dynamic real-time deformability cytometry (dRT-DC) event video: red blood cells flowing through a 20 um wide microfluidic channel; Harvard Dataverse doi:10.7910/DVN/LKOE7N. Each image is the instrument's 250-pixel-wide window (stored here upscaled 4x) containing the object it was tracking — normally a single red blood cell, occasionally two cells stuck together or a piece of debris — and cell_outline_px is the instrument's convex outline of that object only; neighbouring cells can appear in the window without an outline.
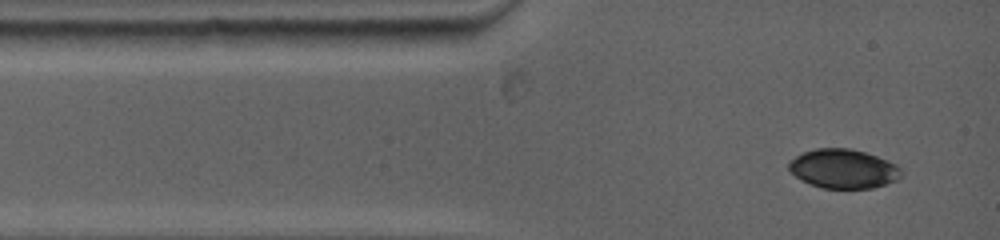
{"species": "common noctule bat (a hibernating species)", "species_latin": "Nyctalus noctula", "temperature_condition": "warm", "stored_images_in_passage": 20, "camera_frame_rate_fps": 5000, "um_per_image_px": 0.085, "animal": {"sex": "female", "body_mass_g": 19.0, "forearm_length_mm": 53.3}, "frame": {"image": 1, "passage_image": 1, "time_ms": 0.0, "image_size_px": [1000, 240], "cell_outline_px": [[896, 168], [892, 180], [884, 184], [868, 188], [824, 188], [812, 184], [796, 176], [788, 168], [788, 164], [792, 160], [804, 152], [820, 148], [848, 148], [864, 152], [876, 156], [892, 164]], "centroid_in_image_um": [71.56, 14.33], "position_along_channel_um": 13.4, "area_um2": 24.22}}
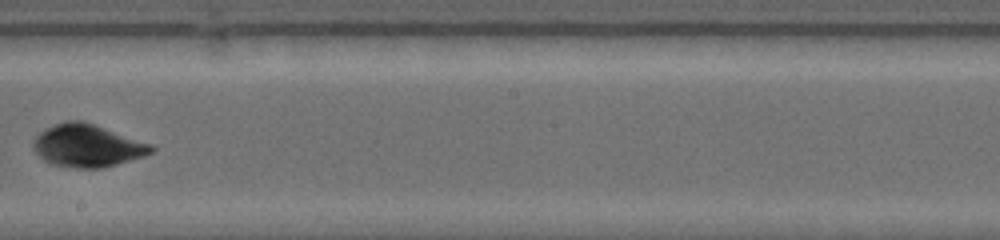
{"frame": {"image": 2, "passage_image": 9, "time_ms": 6.6, "image_size_px": [1000, 240], "cell_outline_px": [[152, 152], [116, 164], [100, 168], [64, 168], [52, 164], [44, 160], [36, 152], [36, 136], [40, 132], [64, 120], [84, 120], [148, 144], [152, 148]], "centroid_in_image_um": [7.36, 12.38], "position_along_channel_um": 240.8, "area_um2": 28.44}}
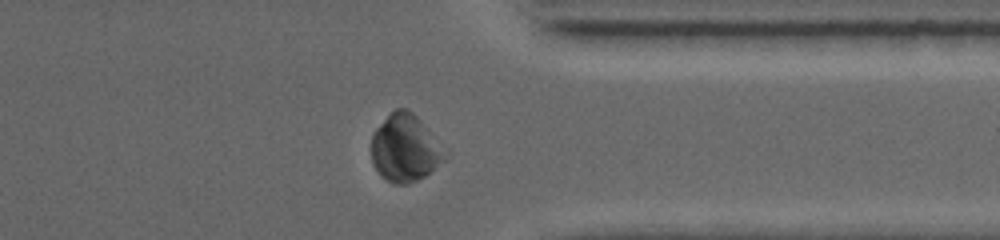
{"frame": {"image": 3, "passage_image": 17, "time_ms": 10.2, "image_size_px": [1000, 240], "cell_outline_px": [[448, 156], [424, 176], [408, 184], [396, 184], [380, 176], [372, 160], [372, 132], [396, 108], [408, 108], [420, 120], [448, 152]], "centroid_in_image_um": [34.43, 12.59], "position_along_channel_um": 377.0, "area_um2": 28.5}, "authors_computed_cell_mechanics": {"area_um2": 28.033, "velocity_mm_per_s": 3.8879, "shape_relaxation_time_tau1_ms": 2.1307, "shape_relaxation_time_tau2_ms": null, "deformation_change_tau1": 0.0783, "deformation_change_tau2": null}}